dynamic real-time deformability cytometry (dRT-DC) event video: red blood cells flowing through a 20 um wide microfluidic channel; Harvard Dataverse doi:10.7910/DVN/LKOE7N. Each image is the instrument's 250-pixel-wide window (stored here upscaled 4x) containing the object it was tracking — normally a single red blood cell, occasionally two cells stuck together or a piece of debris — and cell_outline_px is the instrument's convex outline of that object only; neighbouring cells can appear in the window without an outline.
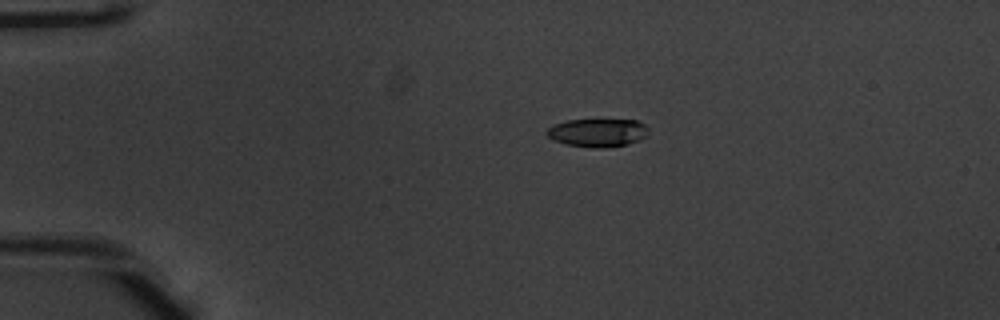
{"species": "common noctule bat (a hibernating species)", "species_latin": "Nyctalus noctula", "temperature_condition": "warm", "stored_images_in_passage": 47, "camera_frame_rate_fps": 3000, "um_per_image_px": 0.085, "animal": {"sex": "male", "body_mass_g": 20.1, "forearm_length_mm": 53.5}, "frame": {"image": 1, "passage_image": 6, "time_ms": 1.667, "image_size_px": [1000, 320], "cell_outline_px": [[648, 128], [644, 136], [628, 144], [596, 148], [568, 144], [552, 140], [544, 132], [548, 128], [556, 124], [568, 120], [636, 120], [644, 124]], "centroid_in_image_um": [50.75, 11.27], "position_along_channel_um": 34.2, "area_um2": 16.3}}
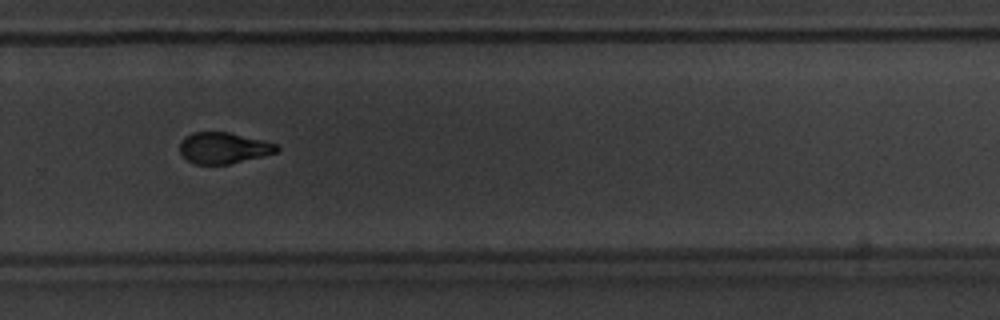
{"frame": {"image": 2, "passage_image": 31, "time_ms": 10.0, "image_size_px": [1000, 320], "cell_outline_px": [[280, 148], [276, 152], [228, 164], [196, 164], [188, 160], [180, 152], [180, 144], [192, 132], [228, 132], [276, 144]], "centroid_in_image_um": [18.98, 12.58], "position_along_channel_um": 310.8, "area_um2": 17.05}}
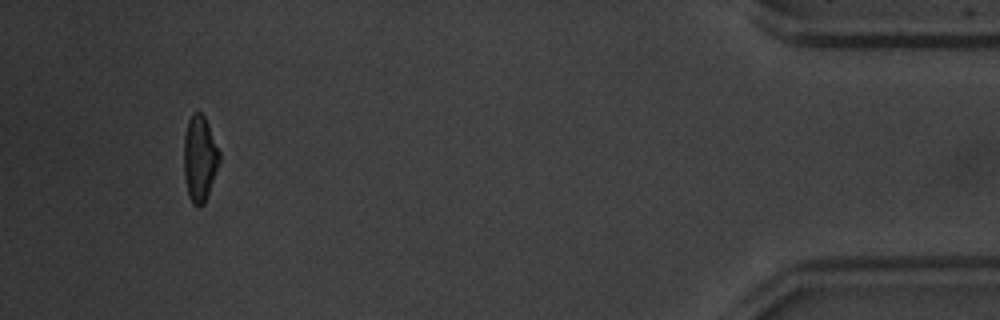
{"frame": {"image": 3, "passage_image": 44, "time_ms": 14.333, "image_size_px": [1000, 320], "cell_outline_px": [[220, 164], [204, 204], [200, 208], [196, 208], [192, 204], [188, 196], [184, 176], [184, 136], [188, 120], [192, 112], [200, 112], [204, 116], [208, 124], [220, 152]], "centroid_in_image_um": [16.97, 13.51], "position_along_channel_um": 418.2, "area_um2": 18.09}, "authors_computed_cell_mechanics": {"area_um2": 18.0914, "velocity_mm_per_s": 3.9512, "shape_relaxation_time_tau1_ms": 3.2276, "shape_relaxation_time_tau2_ms": 3.6331, "deformation_change_tau1": 0.1708, "deformation_change_tau2": 0.0708}}